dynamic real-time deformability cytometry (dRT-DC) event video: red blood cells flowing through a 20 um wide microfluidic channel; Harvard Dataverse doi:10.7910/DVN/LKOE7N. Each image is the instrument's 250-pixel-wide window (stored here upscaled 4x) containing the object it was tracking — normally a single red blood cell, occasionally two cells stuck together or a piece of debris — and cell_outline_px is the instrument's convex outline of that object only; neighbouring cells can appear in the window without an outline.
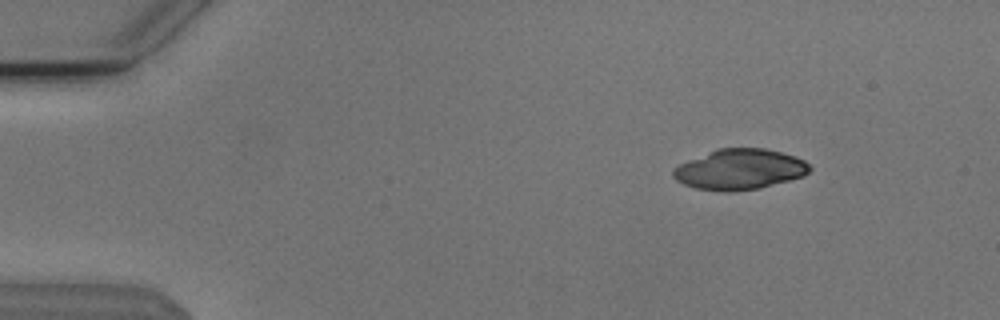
{"species": "Egyptian fruit bat (a non-hibernating species)", "species_latin": "Rousettus aegyptiacus", "temperature_condition": "cold", "stored_images_in_passage": 6, "camera_frame_rate_fps": 3000, "um_per_image_px": 0.085, "animal": {"sex": "male"}, "frame": {"image": 1, "passage_image": 2, "time_ms": 0.333, "image_size_px": [1000, 320], "cell_outline_px": [[812, 168], [804, 176], [760, 188], [696, 188], [684, 184], [676, 180], [672, 176], [672, 168], [688, 160], [716, 148], [764, 148], [796, 156], [804, 160]], "centroid_in_image_um": [62.89, 14.34], "position_along_channel_um": 22.1, "area_um2": 31.33}}